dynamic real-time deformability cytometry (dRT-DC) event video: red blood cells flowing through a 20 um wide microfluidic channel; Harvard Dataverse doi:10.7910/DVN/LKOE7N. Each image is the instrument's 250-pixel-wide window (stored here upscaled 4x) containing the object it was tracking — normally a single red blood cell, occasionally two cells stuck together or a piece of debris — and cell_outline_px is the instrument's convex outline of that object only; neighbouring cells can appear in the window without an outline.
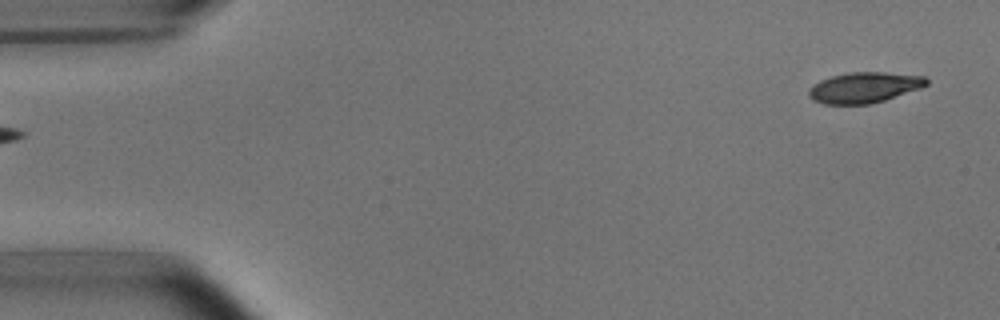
{"species": "common noctule bat (a hibernating species)", "species_latin": "Nyctalus noctula", "temperature_condition": "room temperature", "stored_images_in_passage": 50, "camera_frame_rate_fps": 3000, "um_per_image_px": 0.085, "animal": {"sex": "male", "body_mass_g": 15.6}, "frame": {"image": 1, "passage_image": 1, "time_ms": 0.0, "image_size_px": [1000, 320], "cell_outline_px": [[928, 84], [920, 88], [872, 104], [824, 104], [812, 100], [808, 96], [808, 88], [812, 84], [820, 80], [832, 76], [848, 72], [884, 72], [924, 76], [928, 80]], "centroid_in_image_um": [73.41, 7.44], "position_along_channel_um": 11.6, "area_um2": 21.1}}
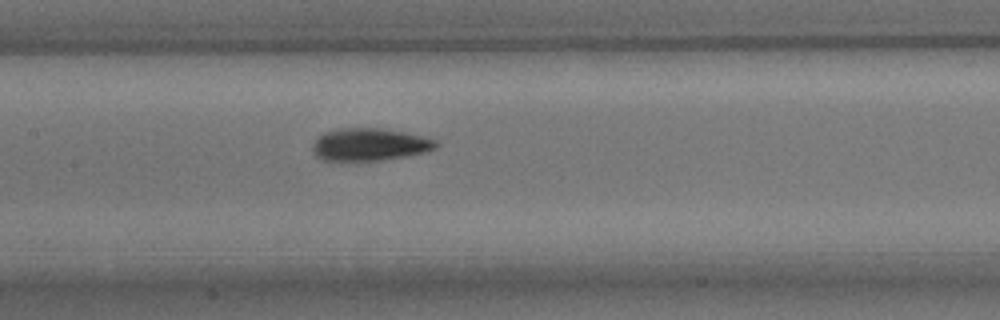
{"frame": {"image": 2, "passage_image": 23, "time_ms": 7.333, "image_size_px": [1000, 320], "cell_outline_px": [[440, 144], [436, 148], [428, 152], [408, 156], [380, 160], [340, 164], [320, 160], [312, 152], [312, 144], [324, 132], [336, 128], [384, 128], [404, 132], [436, 140]], "centroid_in_image_um": [31.36, 12.33], "position_along_channel_um": 176.0, "area_um2": 24.39}}
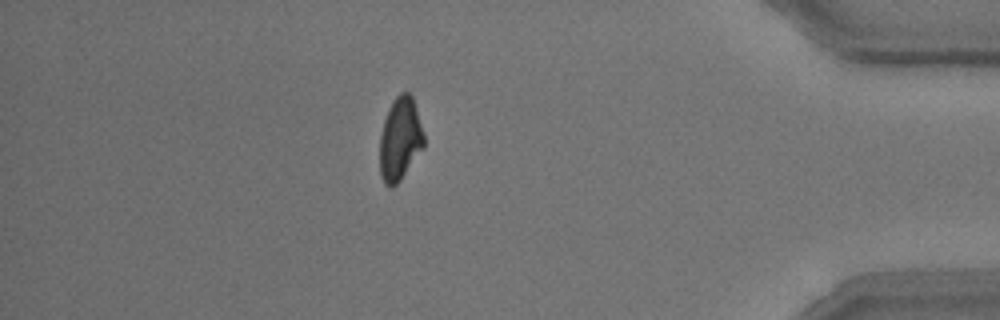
{"frame": {"image": 3, "passage_image": 44, "time_ms": 14.333, "image_size_px": [1000, 320], "cell_outline_px": [[424, 148], [400, 180], [392, 188], [388, 188], [384, 184], [380, 172], [380, 136], [384, 120], [388, 108], [396, 96], [400, 92], [408, 92], [412, 96], [416, 108], [424, 136]], "centroid_in_image_um": [34.0, 11.84], "position_along_channel_um": 401.2, "area_um2": 21.39}, "authors_computed_cell_mechanics": {"area_um2": 22.0218, "velocity_mm_per_s": 3.7984, "shape_relaxation_time_tau1_ms": 3.0739, "shape_relaxation_time_tau2_ms": 2.9938, "deformation_change_tau1": 0.1306, "deformation_change_tau2": 0.0993}}